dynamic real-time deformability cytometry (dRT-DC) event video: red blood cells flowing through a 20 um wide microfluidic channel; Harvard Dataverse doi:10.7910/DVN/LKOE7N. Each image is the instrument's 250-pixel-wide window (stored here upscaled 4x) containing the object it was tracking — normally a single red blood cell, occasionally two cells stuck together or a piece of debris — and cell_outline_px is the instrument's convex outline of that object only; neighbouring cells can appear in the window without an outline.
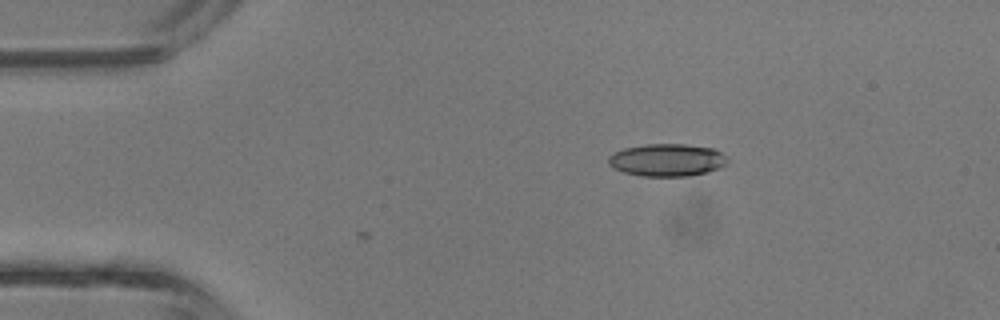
{"species": "common noctule bat (a hibernating species)", "species_latin": "Nyctalus noctula", "temperature_condition": "room temperature", "stored_images_in_passage": 2, "camera_frame_rate_fps": 3000, "um_per_image_px": 0.085, "animal": {"sex": "male", "body_mass_g": 13.3}, "frame": {"image": 1, "passage_image": 2, "time_ms": 0.333, "image_size_px": [1000, 320], "cell_outline_px": [[728, 164], [720, 168], [708, 172], [688, 176], [640, 176], [624, 172], [612, 168], [608, 164], [608, 156], [612, 152], [624, 148], [644, 144], [684, 144], [712, 148], [728, 156]], "centroid_in_image_um": [56.69, 13.6], "position_along_channel_um": 28.3, "area_um2": 22.89}}